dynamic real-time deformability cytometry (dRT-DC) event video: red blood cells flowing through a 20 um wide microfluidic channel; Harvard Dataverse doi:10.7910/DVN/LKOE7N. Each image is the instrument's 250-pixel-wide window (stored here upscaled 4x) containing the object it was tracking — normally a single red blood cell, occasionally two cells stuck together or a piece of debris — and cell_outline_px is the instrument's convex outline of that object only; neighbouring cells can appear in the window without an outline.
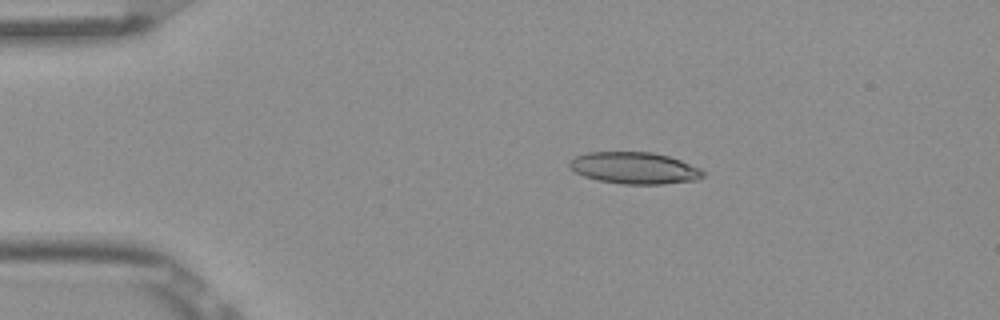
{"species": "Egyptian fruit bat (a non-hibernating species)", "species_latin": "Rousettus aegyptiacus", "temperature_condition": "room temperature", "stored_images_in_passage": 4, "camera_frame_rate_fps": 3000, "um_per_image_px": 0.085, "frame": {"image": 1, "passage_image": 1, "time_ms": 0.0, "image_size_px": [1000, 320], "cell_outline_px": [[704, 176], [696, 180], [660, 184], [620, 184], [596, 180], [584, 176], [576, 172], [568, 164], [568, 160], [576, 156], [588, 152], [652, 152], [668, 156], [680, 160], [700, 168], [704, 172]], "centroid_in_image_um": [53.91, 14.28], "position_along_channel_um": 31.1, "area_um2": 24.68}}
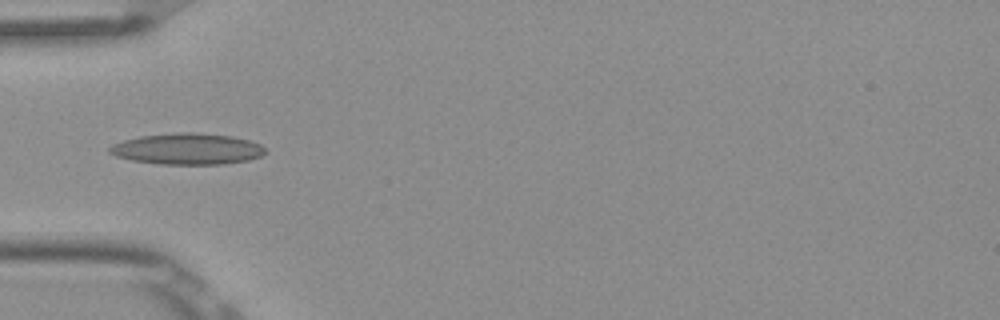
{"frame": {"image": 2, "passage_image": 3, "time_ms": 0.667, "image_size_px": [1000, 320], "cell_outline_px": [[264, 152], [260, 156], [248, 160], [224, 164], [160, 164], [132, 160], [116, 156], [108, 152], [108, 148], [112, 144], [124, 140], [140, 136], [180, 132], [196, 132], [232, 136], [248, 140], [260, 144], [264, 148]], "centroid_in_image_um": [15.9, 12.65], "position_along_channel_um": 69.1, "area_um2": 28.21}}
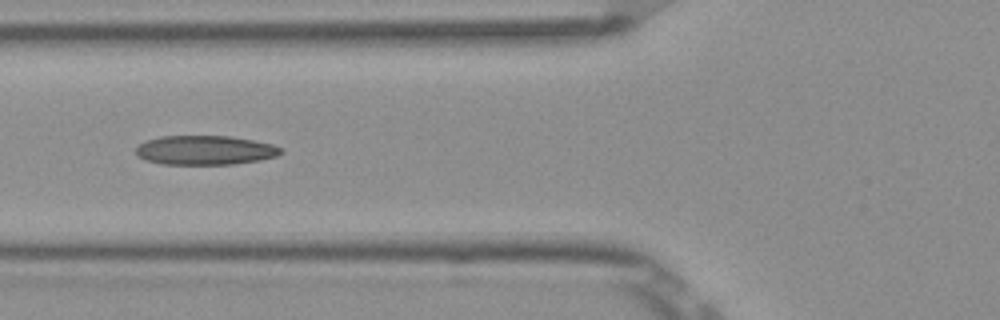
{"frame": {"image": 3, "passage_image": 4, "time_ms": 1.0, "image_size_px": [1000, 320], "cell_outline_px": [[284, 152], [276, 156], [260, 160], [232, 164], [160, 164], [144, 160], [136, 156], [136, 148], [144, 140], [160, 136], [232, 136], [272, 144], [284, 148]], "centroid_in_image_um": [17.41, 12.76], "position_along_channel_um": 108.4, "area_um2": 24.97}}